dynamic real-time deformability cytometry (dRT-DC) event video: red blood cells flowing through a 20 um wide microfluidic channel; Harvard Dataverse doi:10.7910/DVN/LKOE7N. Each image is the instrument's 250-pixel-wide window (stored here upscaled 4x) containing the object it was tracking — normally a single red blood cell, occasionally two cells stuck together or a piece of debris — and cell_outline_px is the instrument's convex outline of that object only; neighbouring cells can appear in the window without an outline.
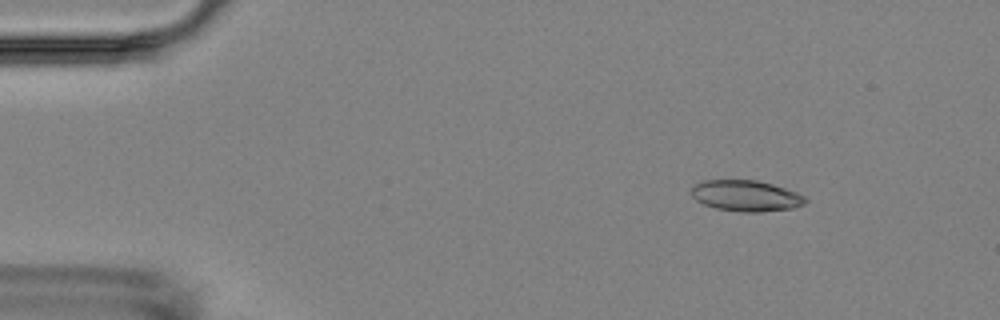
{"species": "Egyptian fruit bat (a non-hibernating species)", "species_latin": "Rousettus aegyptiacus", "temperature_condition": "room temperature", "stored_images_in_passage": 9, "camera_frame_rate_fps": 3000, "um_per_image_px": 0.085, "animal": {"sex": "female"}, "frame": {"image": 1, "passage_image": 1, "time_ms": 0.0, "image_size_px": [1000, 320], "cell_outline_px": [[808, 200], [804, 204], [792, 208], [760, 212], [740, 212], [716, 208], [704, 204], [696, 200], [692, 196], [692, 188], [696, 184], [704, 180], [756, 180], [772, 184], [796, 192], [804, 196]], "centroid_in_image_um": [63.41, 16.64], "position_along_channel_um": 21.6, "area_um2": 20.46}}
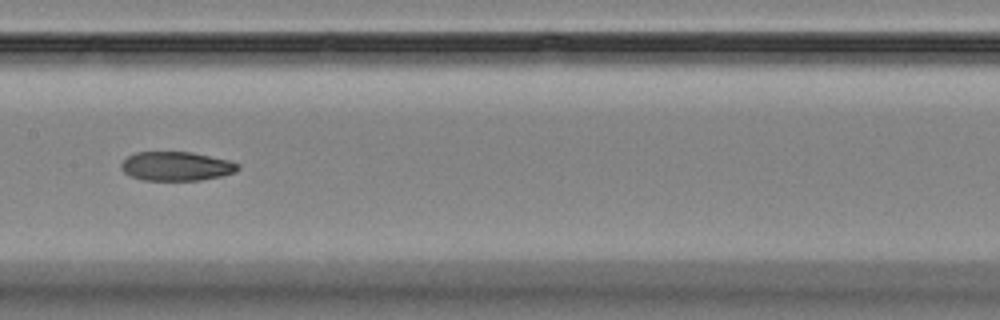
{"frame": {"image": 2, "passage_image": 7, "time_ms": 7.0, "image_size_px": [1000, 320], "cell_outline_px": [[240, 168], [236, 172], [220, 176], [200, 180], [140, 180], [124, 172], [120, 168], [120, 164], [128, 156], [136, 152], [192, 152], [228, 160], [240, 164]], "centroid_in_image_um": [14.99, 14.13], "position_along_channel_um": 192.4, "area_um2": 19.77}}
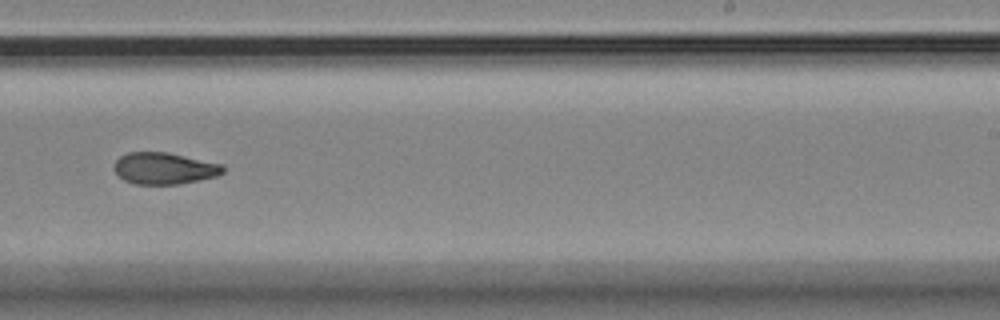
{"frame": {"image": 3, "passage_image": 9, "time_ms": 9.333, "image_size_px": [1000, 320], "cell_outline_px": [[224, 172], [216, 176], [200, 180], [180, 184], [136, 184], [124, 180], [112, 168], [112, 164], [120, 156], [128, 152], [168, 152], [224, 164]], "centroid_in_image_um": [13.96, 14.3], "position_along_channel_um": 275.0, "area_um2": 20.29}}